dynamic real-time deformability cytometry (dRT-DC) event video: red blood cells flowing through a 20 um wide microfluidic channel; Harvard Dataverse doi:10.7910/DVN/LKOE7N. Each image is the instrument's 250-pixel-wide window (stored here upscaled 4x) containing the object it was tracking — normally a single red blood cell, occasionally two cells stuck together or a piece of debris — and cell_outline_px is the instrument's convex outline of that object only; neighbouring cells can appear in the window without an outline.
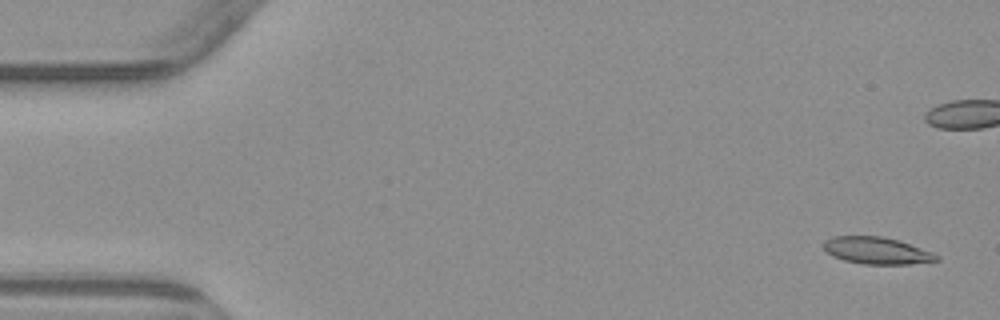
{"species": "common noctule bat (a hibernating species)", "species_latin": "Nyctalus noctula", "temperature_condition": "warm", "stored_images_in_passage": 7, "camera_frame_rate_fps": 3000, "um_per_image_px": 0.085, "animal": {"sex": "male", "body_mass_g": 23.1, "forearm_length_mm": 52.7}, "frame": {"image": 1, "passage_image": 1, "time_ms": 0.0, "image_size_px": [1000, 320], "cell_outline_px": [[940, 260], [908, 264], [864, 264], [844, 260], [832, 256], [824, 252], [824, 240], [832, 236], [880, 236], [900, 240], [932, 252], [940, 256]], "centroid_in_image_um": [74.51, 21.29], "position_along_channel_um": 10.5, "area_um2": 17.86}}
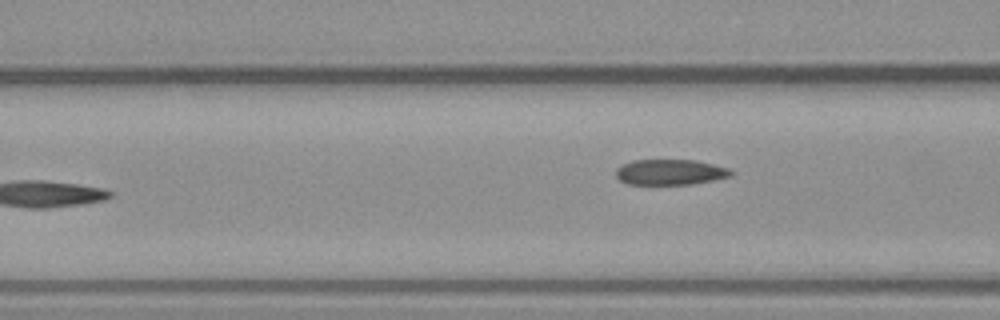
{"frame": {"image": 2, "passage_image": 7, "time_ms": 7.333, "image_size_px": [1000, 320], "cell_outline_px": [[736, 172], [732, 176], [692, 184], [628, 184], [620, 180], [616, 176], [616, 168], [632, 160], [696, 160], [728, 168]], "centroid_in_image_um": [56.99, 14.63], "position_along_channel_um": 109.6, "area_um2": 17.11}}